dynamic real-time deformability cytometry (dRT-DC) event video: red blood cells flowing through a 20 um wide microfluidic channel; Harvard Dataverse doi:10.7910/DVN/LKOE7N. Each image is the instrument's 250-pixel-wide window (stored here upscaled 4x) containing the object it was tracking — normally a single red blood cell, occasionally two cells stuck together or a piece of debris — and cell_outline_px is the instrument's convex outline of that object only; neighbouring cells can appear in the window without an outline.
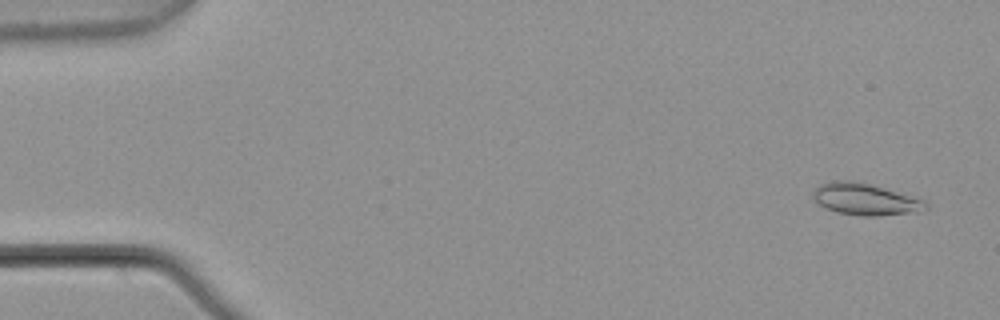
{"species": "common noctule bat (a hibernating species)", "species_latin": "Nyctalus noctula", "temperature_condition": "warm", "stored_images_in_passage": 4, "camera_frame_rate_fps": 3000, "um_per_image_px": 0.085, "animal": {"sex": "male", "body_mass_g": 21.5, "forearm_length_mm": 52.0}, "frame": {"image": 1, "passage_image": 1, "time_ms": 0.0, "image_size_px": [1000, 320], "cell_outline_px": [[928, 208], [920, 212], [876, 216], [864, 216], [840, 212], [824, 208], [812, 200], [812, 192], [820, 184], [832, 180], [852, 180], [868, 184], [912, 196], [924, 200], [928, 204]], "centroid_in_image_um": [73.52, 16.94], "position_along_channel_um": 11.5, "area_um2": 20.87}}
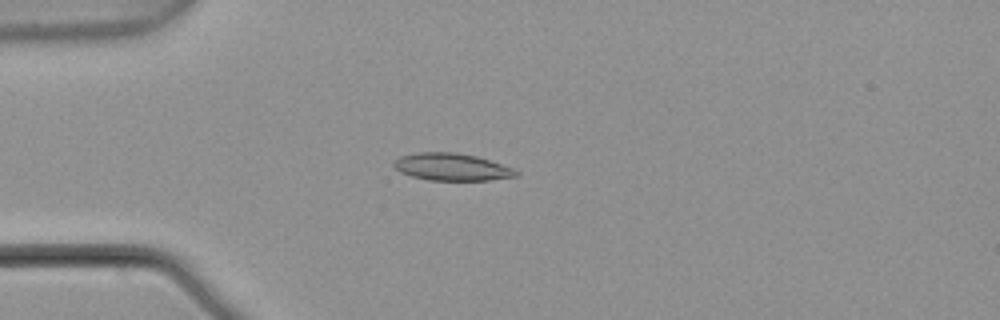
{"frame": {"image": 2, "passage_image": 4, "time_ms": 1.0, "image_size_px": [1000, 320], "cell_outline_px": [[520, 172], [516, 176], [488, 180], [428, 180], [412, 176], [400, 172], [392, 164], [400, 156], [420, 152], [456, 152], [476, 156], [512, 168]], "centroid_in_image_um": [38.38, 14.19], "position_along_channel_um": 46.6, "area_um2": 19.19}}